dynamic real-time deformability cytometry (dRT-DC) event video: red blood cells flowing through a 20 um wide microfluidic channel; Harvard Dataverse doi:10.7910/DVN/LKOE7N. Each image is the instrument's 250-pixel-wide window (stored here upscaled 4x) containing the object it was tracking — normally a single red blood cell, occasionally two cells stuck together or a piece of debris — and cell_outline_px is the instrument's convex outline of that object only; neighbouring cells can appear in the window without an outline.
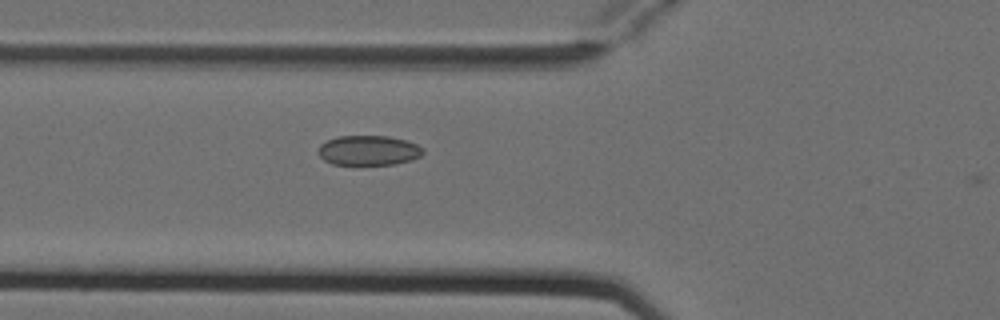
{"species": "Egyptian fruit bat (a non-hibernating species)", "species_latin": "Rousettus aegyptiacus", "temperature_condition": "cold", "stored_images_in_passage": 3, "camera_frame_rate_fps": 3000, "um_per_image_px": 0.085, "animal": {"sex": "female"}, "frame": {"image": 1, "passage_image": 3, "time_ms": 0.667, "image_size_px": [1000, 320], "cell_outline_px": [[424, 152], [420, 156], [412, 160], [396, 164], [332, 164], [324, 160], [320, 156], [320, 144], [328, 140], [340, 136], [388, 136], [404, 140], [416, 144], [424, 148]], "centroid_in_image_um": [31.36, 12.78], "position_along_channel_um": 94.4, "area_um2": 18.03}}